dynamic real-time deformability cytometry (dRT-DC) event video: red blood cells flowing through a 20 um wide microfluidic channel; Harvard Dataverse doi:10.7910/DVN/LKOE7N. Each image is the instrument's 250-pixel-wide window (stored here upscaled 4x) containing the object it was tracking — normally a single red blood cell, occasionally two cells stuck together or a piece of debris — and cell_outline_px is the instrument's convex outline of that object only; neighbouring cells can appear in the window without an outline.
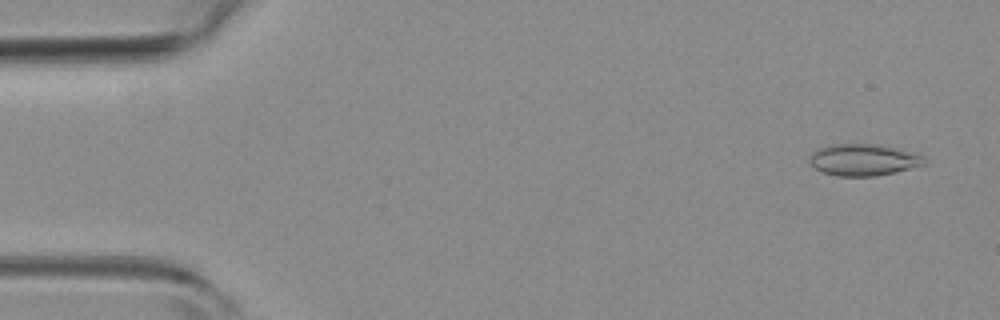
{"species": "common noctule bat (a hibernating species)", "species_latin": "Nyctalus noctula", "temperature_condition": "room temperature", "stored_images_in_passage": 7, "camera_frame_rate_fps": 3000, "um_per_image_px": 0.085, "animal": {"sex": "female", "body_mass_g": 19.3, "forearm_length_mm": 54.1}, "frame": {"image": 1, "passage_image": 1, "time_ms": 0.0, "image_size_px": [1000, 320], "cell_outline_px": [[924, 164], [876, 176], [836, 176], [820, 172], [808, 160], [808, 156], [820, 148], [828, 144], [880, 144], [924, 156]], "centroid_in_image_um": [73.31, 13.58], "position_along_channel_um": 11.7, "area_um2": 20.92}}
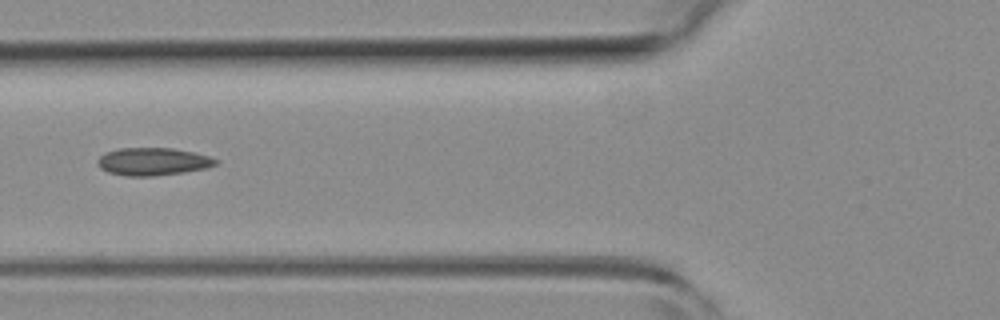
{"frame": {"image": 2, "passage_image": 6, "time_ms": 1.667, "image_size_px": [1000, 320], "cell_outline_px": [[220, 160], [216, 164], [208, 168], [184, 172], [152, 176], [124, 176], [108, 172], [100, 168], [96, 164], [96, 160], [104, 152], [120, 148], [172, 148], [192, 152], [208, 156]], "centroid_in_image_um": [12.96, 13.73], "position_along_channel_um": 112.8, "area_um2": 19.19}}
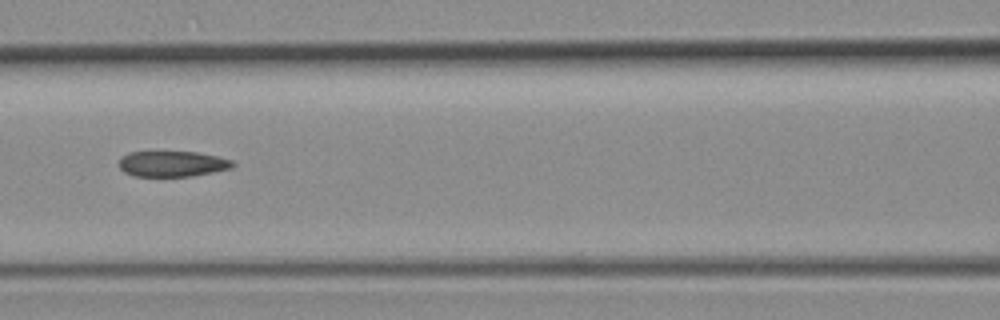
{"frame": {"image": 3, "passage_image": 7, "time_ms": 2.0, "image_size_px": [1000, 320], "cell_outline_px": [[236, 164], [232, 168], [192, 176], [132, 176], [124, 172], [120, 168], [120, 156], [128, 152], [196, 152], [216, 156], [232, 160]], "centroid_in_image_um": [14.64, 13.92], "position_along_channel_um": 152.0, "area_um2": 16.99}}